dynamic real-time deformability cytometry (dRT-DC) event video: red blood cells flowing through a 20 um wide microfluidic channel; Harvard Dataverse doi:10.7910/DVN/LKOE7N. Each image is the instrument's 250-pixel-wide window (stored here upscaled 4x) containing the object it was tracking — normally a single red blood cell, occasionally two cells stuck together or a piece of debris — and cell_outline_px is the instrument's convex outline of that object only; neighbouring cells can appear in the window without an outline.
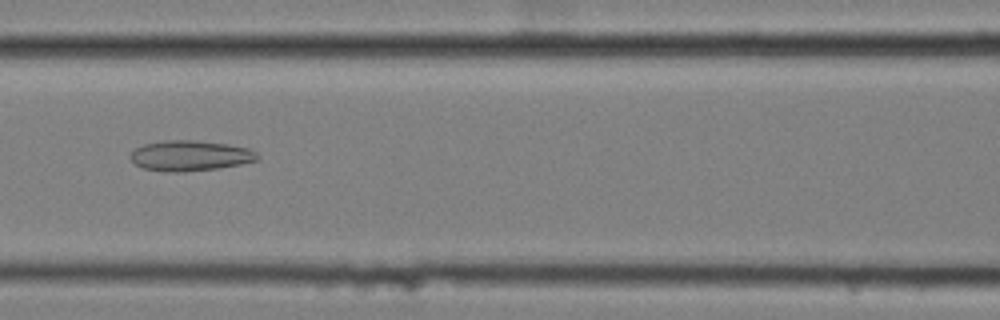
{"species": "common noctule bat (a hibernating species)", "species_latin": "Nyctalus noctula", "temperature_condition": "cold", "stored_images_in_passage": 40, "camera_frame_rate_fps": 3000, "um_per_image_px": 0.085, "animal": {"sex": "female", "body_mass_g": 25.1}, "frame": {"image": 1, "passage_image": 8, "time_ms": 2.333, "image_size_px": [1000, 320], "cell_outline_px": [[260, 160], [240, 164], [216, 168], [184, 172], [172, 172], [144, 168], [136, 164], [128, 156], [136, 148], [144, 144], [164, 140], [196, 140], [228, 144], [248, 148], [256, 152], [260, 156]], "centroid_in_image_um": [16.19, 13.22], "position_along_channel_um": 150.4, "area_um2": 22.48}}
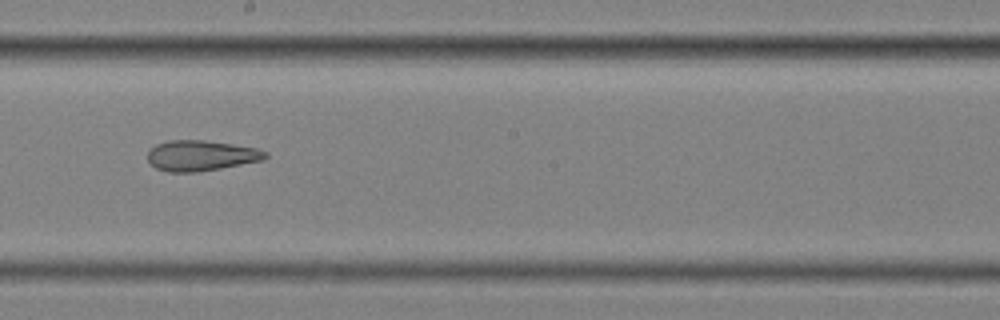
{"frame": {"image": 2, "passage_image": 15, "time_ms": 4.667, "image_size_px": [1000, 320], "cell_outline_px": [[268, 156], [264, 160], [220, 168], [196, 172], [168, 172], [156, 168], [148, 160], [148, 148], [156, 144], [168, 140], [204, 140], [232, 144], [256, 148], [268, 152]], "centroid_in_image_um": [17.07, 13.22], "position_along_channel_um": 231.1, "area_um2": 20.98}}
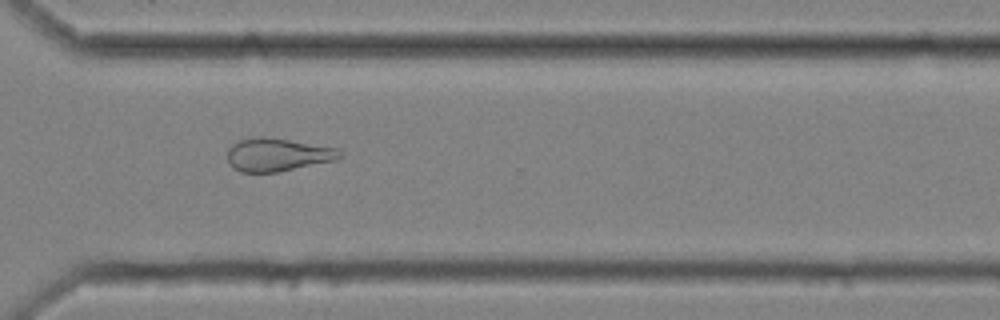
{"frame": {"image": 3, "passage_image": 25, "time_ms": 8.0, "image_size_px": [1000, 320], "cell_outline_px": [[344, 156], [336, 160], [276, 172], [240, 172], [232, 168], [228, 160], [228, 148], [232, 144], [240, 140], [252, 136], [264, 136], [336, 148]], "centroid_in_image_um": [23.55, 13.15], "position_along_channel_um": 347.1, "area_um2": 21.56}, "authors_computed_cell_mechanics": {"area_um2": 23.3801, "velocity_mm_per_s": 3.4657, "shape_relaxation_time_tau1_ms": null, "shape_relaxation_time_tau2_ms": 3.8702, "deformation_change_tau1": null, "deformation_change_tau2": 0.1419}}